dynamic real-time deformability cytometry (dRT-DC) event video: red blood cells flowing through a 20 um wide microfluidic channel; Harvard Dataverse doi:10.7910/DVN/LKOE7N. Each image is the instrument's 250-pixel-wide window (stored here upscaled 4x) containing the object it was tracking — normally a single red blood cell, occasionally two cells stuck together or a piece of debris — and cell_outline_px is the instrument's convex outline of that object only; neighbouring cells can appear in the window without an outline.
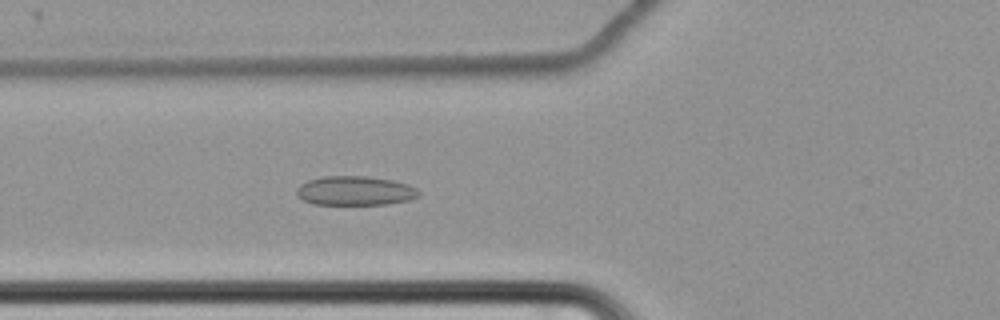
{"species": "common noctule bat (a hibernating species)", "species_latin": "Nyctalus noctula", "temperature_condition": "cold", "stored_images_in_passage": 59, "camera_frame_rate_fps": 3000, "um_per_image_px": 0.085, "animal": {"sex": "female", "body_mass_g": 22.7, "forearm_length_mm": 54.2}, "frame": {"image": 1, "passage_image": 22, "time_ms": 7.0, "image_size_px": [1000, 320], "cell_outline_px": [[420, 196], [408, 200], [388, 204], [316, 204], [304, 200], [296, 196], [296, 188], [300, 184], [308, 180], [324, 176], [368, 176], [392, 180], [408, 184], [416, 188], [420, 192]], "centroid_in_image_um": [30.18, 16.21], "position_along_channel_um": 95.6, "area_um2": 20.87}}
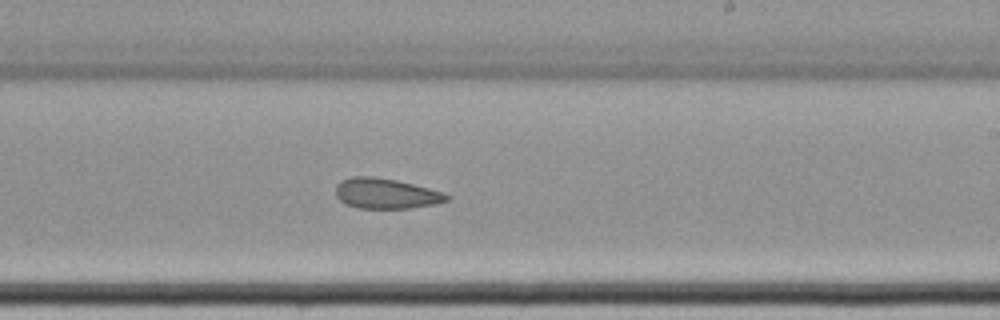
{"frame": {"image": 2, "passage_image": 36, "time_ms": 11.667, "image_size_px": [1000, 320], "cell_outline_px": [[452, 196], [448, 200], [436, 204], [408, 208], [356, 208], [344, 204], [336, 196], [336, 184], [340, 180], [352, 176], [372, 176], [396, 180], [444, 192]], "centroid_in_image_um": [32.78, 16.45], "position_along_channel_um": 256.2, "area_um2": 19.77}}
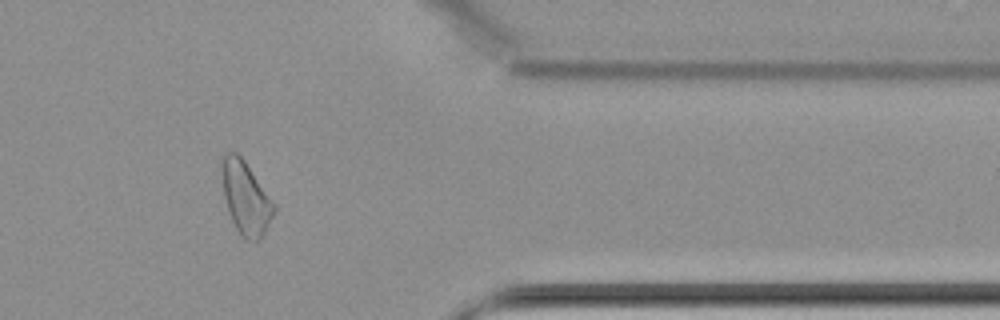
{"frame": {"image": 3, "passage_image": 49, "time_ms": 16.0, "image_size_px": [1000, 320], "cell_outline_px": [[276, 208], [260, 240], [244, 240], [240, 236], [228, 212], [224, 192], [220, 168], [220, 156], [228, 152], [236, 152], [244, 160], [276, 204]], "centroid_in_image_um": [20.86, 16.79], "position_along_channel_um": 390.5, "area_um2": 22.2}, "authors_computed_cell_mechanics": {"area_um2": 22.1952, "velocity_mm_per_s": 3.4408, "shape_relaxation_time_tau1_ms": null, "shape_relaxation_time_tau2_ms": 6.8764, "deformation_change_tau1": null, "deformation_change_tau2": 0.1117}}